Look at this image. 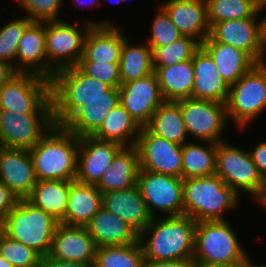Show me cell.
<instances>
[{"label":"cell","mask_w":266,"mask_h":267,"mask_svg":"<svg viewBox=\"0 0 266 267\" xmlns=\"http://www.w3.org/2000/svg\"><path fill=\"white\" fill-rule=\"evenodd\" d=\"M158 8L151 25V38L145 41L152 49L166 46L183 37L166 10L162 6Z\"/></svg>","instance_id":"cell-41"},{"label":"cell","mask_w":266,"mask_h":267,"mask_svg":"<svg viewBox=\"0 0 266 267\" xmlns=\"http://www.w3.org/2000/svg\"><path fill=\"white\" fill-rule=\"evenodd\" d=\"M80 138L64 126L54 124L31 149L37 181L76 180Z\"/></svg>","instance_id":"cell-3"},{"label":"cell","mask_w":266,"mask_h":267,"mask_svg":"<svg viewBox=\"0 0 266 267\" xmlns=\"http://www.w3.org/2000/svg\"><path fill=\"white\" fill-rule=\"evenodd\" d=\"M210 28L218 22L251 18L257 10L253 0H206Z\"/></svg>","instance_id":"cell-37"},{"label":"cell","mask_w":266,"mask_h":267,"mask_svg":"<svg viewBox=\"0 0 266 267\" xmlns=\"http://www.w3.org/2000/svg\"><path fill=\"white\" fill-rule=\"evenodd\" d=\"M258 14L257 12L251 18L215 23L210 28L209 36L214 41L243 50L257 63H261L266 53V17L259 22Z\"/></svg>","instance_id":"cell-12"},{"label":"cell","mask_w":266,"mask_h":267,"mask_svg":"<svg viewBox=\"0 0 266 267\" xmlns=\"http://www.w3.org/2000/svg\"><path fill=\"white\" fill-rule=\"evenodd\" d=\"M59 221L27 199H19L6 215L2 231L10 238L36 251L41 257L49 254L53 234Z\"/></svg>","instance_id":"cell-5"},{"label":"cell","mask_w":266,"mask_h":267,"mask_svg":"<svg viewBox=\"0 0 266 267\" xmlns=\"http://www.w3.org/2000/svg\"><path fill=\"white\" fill-rule=\"evenodd\" d=\"M195 228L196 222L187 215L167 216L160 220L152 218L138 238L145 260L192 258ZM148 234L151 236L149 239Z\"/></svg>","instance_id":"cell-2"},{"label":"cell","mask_w":266,"mask_h":267,"mask_svg":"<svg viewBox=\"0 0 266 267\" xmlns=\"http://www.w3.org/2000/svg\"><path fill=\"white\" fill-rule=\"evenodd\" d=\"M122 146L116 142L83 136L79 140L76 180L97 185Z\"/></svg>","instance_id":"cell-18"},{"label":"cell","mask_w":266,"mask_h":267,"mask_svg":"<svg viewBox=\"0 0 266 267\" xmlns=\"http://www.w3.org/2000/svg\"><path fill=\"white\" fill-rule=\"evenodd\" d=\"M97 245L86 226L59 222L48 256L64 261L94 264Z\"/></svg>","instance_id":"cell-19"},{"label":"cell","mask_w":266,"mask_h":267,"mask_svg":"<svg viewBox=\"0 0 266 267\" xmlns=\"http://www.w3.org/2000/svg\"><path fill=\"white\" fill-rule=\"evenodd\" d=\"M144 127L157 137L183 145L188 133L181 113L180 100L164 101Z\"/></svg>","instance_id":"cell-30"},{"label":"cell","mask_w":266,"mask_h":267,"mask_svg":"<svg viewBox=\"0 0 266 267\" xmlns=\"http://www.w3.org/2000/svg\"><path fill=\"white\" fill-rule=\"evenodd\" d=\"M139 240L128 245L97 247L93 267H145Z\"/></svg>","instance_id":"cell-36"},{"label":"cell","mask_w":266,"mask_h":267,"mask_svg":"<svg viewBox=\"0 0 266 267\" xmlns=\"http://www.w3.org/2000/svg\"><path fill=\"white\" fill-rule=\"evenodd\" d=\"M0 255L14 267H40L41 256L0 229Z\"/></svg>","instance_id":"cell-39"},{"label":"cell","mask_w":266,"mask_h":267,"mask_svg":"<svg viewBox=\"0 0 266 267\" xmlns=\"http://www.w3.org/2000/svg\"><path fill=\"white\" fill-rule=\"evenodd\" d=\"M215 174L238 195L241 189L256 197L255 200L262 206L266 204V182L260 176L249 151L225 141L217 143Z\"/></svg>","instance_id":"cell-8"},{"label":"cell","mask_w":266,"mask_h":267,"mask_svg":"<svg viewBox=\"0 0 266 267\" xmlns=\"http://www.w3.org/2000/svg\"><path fill=\"white\" fill-rule=\"evenodd\" d=\"M217 143L201 146L185 142L182 145V179L199 178L215 174Z\"/></svg>","instance_id":"cell-35"},{"label":"cell","mask_w":266,"mask_h":267,"mask_svg":"<svg viewBox=\"0 0 266 267\" xmlns=\"http://www.w3.org/2000/svg\"><path fill=\"white\" fill-rule=\"evenodd\" d=\"M0 267H14L2 255H0Z\"/></svg>","instance_id":"cell-51"},{"label":"cell","mask_w":266,"mask_h":267,"mask_svg":"<svg viewBox=\"0 0 266 267\" xmlns=\"http://www.w3.org/2000/svg\"><path fill=\"white\" fill-rule=\"evenodd\" d=\"M248 257L227 220L196 223L192 259L198 267L231 264Z\"/></svg>","instance_id":"cell-6"},{"label":"cell","mask_w":266,"mask_h":267,"mask_svg":"<svg viewBox=\"0 0 266 267\" xmlns=\"http://www.w3.org/2000/svg\"><path fill=\"white\" fill-rule=\"evenodd\" d=\"M239 195L217 175L183 179L184 215L196 223L226 220L223 212L238 206Z\"/></svg>","instance_id":"cell-4"},{"label":"cell","mask_w":266,"mask_h":267,"mask_svg":"<svg viewBox=\"0 0 266 267\" xmlns=\"http://www.w3.org/2000/svg\"><path fill=\"white\" fill-rule=\"evenodd\" d=\"M145 267H198V264L192 258L171 261L146 260Z\"/></svg>","instance_id":"cell-46"},{"label":"cell","mask_w":266,"mask_h":267,"mask_svg":"<svg viewBox=\"0 0 266 267\" xmlns=\"http://www.w3.org/2000/svg\"><path fill=\"white\" fill-rule=\"evenodd\" d=\"M119 72L121 84L152 74L154 72L152 48L147 43L129 45L126 38L121 49Z\"/></svg>","instance_id":"cell-34"},{"label":"cell","mask_w":266,"mask_h":267,"mask_svg":"<svg viewBox=\"0 0 266 267\" xmlns=\"http://www.w3.org/2000/svg\"><path fill=\"white\" fill-rule=\"evenodd\" d=\"M194 88L192 98L226 104L229 86L216 69L211 56L200 47L193 55Z\"/></svg>","instance_id":"cell-23"},{"label":"cell","mask_w":266,"mask_h":267,"mask_svg":"<svg viewBox=\"0 0 266 267\" xmlns=\"http://www.w3.org/2000/svg\"><path fill=\"white\" fill-rule=\"evenodd\" d=\"M137 186L152 218L156 209L166 217L184 215L182 178L139 169Z\"/></svg>","instance_id":"cell-11"},{"label":"cell","mask_w":266,"mask_h":267,"mask_svg":"<svg viewBox=\"0 0 266 267\" xmlns=\"http://www.w3.org/2000/svg\"><path fill=\"white\" fill-rule=\"evenodd\" d=\"M201 44L192 37L183 36L163 47L153 48V66H170L193 58Z\"/></svg>","instance_id":"cell-38"},{"label":"cell","mask_w":266,"mask_h":267,"mask_svg":"<svg viewBox=\"0 0 266 267\" xmlns=\"http://www.w3.org/2000/svg\"><path fill=\"white\" fill-rule=\"evenodd\" d=\"M161 6L183 36L201 44L210 35L206 0H167Z\"/></svg>","instance_id":"cell-21"},{"label":"cell","mask_w":266,"mask_h":267,"mask_svg":"<svg viewBox=\"0 0 266 267\" xmlns=\"http://www.w3.org/2000/svg\"><path fill=\"white\" fill-rule=\"evenodd\" d=\"M76 67L86 76L98 79L111 88L121 85L119 63L78 61Z\"/></svg>","instance_id":"cell-42"},{"label":"cell","mask_w":266,"mask_h":267,"mask_svg":"<svg viewBox=\"0 0 266 267\" xmlns=\"http://www.w3.org/2000/svg\"><path fill=\"white\" fill-rule=\"evenodd\" d=\"M102 206L119 216L138 234L152 220L137 185L128 189L102 193Z\"/></svg>","instance_id":"cell-22"},{"label":"cell","mask_w":266,"mask_h":267,"mask_svg":"<svg viewBox=\"0 0 266 267\" xmlns=\"http://www.w3.org/2000/svg\"><path fill=\"white\" fill-rule=\"evenodd\" d=\"M45 42L46 21H33L19 40L15 71L33 73L51 80L56 71L48 64Z\"/></svg>","instance_id":"cell-17"},{"label":"cell","mask_w":266,"mask_h":267,"mask_svg":"<svg viewBox=\"0 0 266 267\" xmlns=\"http://www.w3.org/2000/svg\"><path fill=\"white\" fill-rule=\"evenodd\" d=\"M32 22L25 16L9 21L0 28V60L9 63L14 69L19 40Z\"/></svg>","instance_id":"cell-40"},{"label":"cell","mask_w":266,"mask_h":267,"mask_svg":"<svg viewBox=\"0 0 266 267\" xmlns=\"http://www.w3.org/2000/svg\"><path fill=\"white\" fill-rule=\"evenodd\" d=\"M86 228L97 247L133 244L139 238V234L129 224L103 206Z\"/></svg>","instance_id":"cell-25"},{"label":"cell","mask_w":266,"mask_h":267,"mask_svg":"<svg viewBox=\"0 0 266 267\" xmlns=\"http://www.w3.org/2000/svg\"><path fill=\"white\" fill-rule=\"evenodd\" d=\"M141 128L129 112L119 104L109 112L101 127L92 136L99 140L116 142L122 147H129L135 146Z\"/></svg>","instance_id":"cell-31"},{"label":"cell","mask_w":266,"mask_h":267,"mask_svg":"<svg viewBox=\"0 0 266 267\" xmlns=\"http://www.w3.org/2000/svg\"><path fill=\"white\" fill-rule=\"evenodd\" d=\"M249 152L260 176L266 182V141L255 145Z\"/></svg>","instance_id":"cell-45"},{"label":"cell","mask_w":266,"mask_h":267,"mask_svg":"<svg viewBox=\"0 0 266 267\" xmlns=\"http://www.w3.org/2000/svg\"><path fill=\"white\" fill-rule=\"evenodd\" d=\"M78 1H80L81 2V4L82 3H84V1L85 0H78ZM77 1V2H78ZM90 1V3L92 2L94 5H97L96 7H99L100 5H102V3H101V1L100 0H89ZM87 2V1H86ZM79 3V2H78Z\"/></svg>","instance_id":"cell-52"},{"label":"cell","mask_w":266,"mask_h":267,"mask_svg":"<svg viewBox=\"0 0 266 267\" xmlns=\"http://www.w3.org/2000/svg\"><path fill=\"white\" fill-rule=\"evenodd\" d=\"M86 22L83 24V30L79 29L77 19L74 23L76 25L60 19L46 21L47 61L55 71L77 65L83 56L85 38L92 26L112 25L107 20L104 22Z\"/></svg>","instance_id":"cell-9"},{"label":"cell","mask_w":266,"mask_h":267,"mask_svg":"<svg viewBox=\"0 0 266 267\" xmlns=\"http://www.w3.org/2000/svg\"><path fill=\"white\" fill-rule=\"evenodd\" d=\"M53 114L0 111V146L31 149L54 125Z\"/></svg>","instance_id":"cell-14"},{"label":"cell","mask_w":266,"mask_h":267,"mask_svg":"<svg viewBox=\"0 0 266 267\" xmlns=\"http://www.w3.org/2000/svg\"><path fill=\"white\" fill-rule=\"evenodd\" d=\"M51 81L53 119L63 126L88 101L120 99L119 88L84 75L76 66L60 69Z\"/></svg>","instance_id":"cell-1"},{"label":"cell","mask_w":266,"mask_h":267,"mask_svg":"<svg viewBox=\"0 0 266 267\" xmlns=\"http://www.w3.org/2000/svg\"><path fill=\"white\" fill-rule=\"evenodd\" d=\"M119 91L120 104L141 127L150 121L151 116L165 101L155 72L121 84Z\"/></svg>","instance_id":"cell-16"},{"label":"cell","mask_w":266,"mask_h":267,"mask_svg":"<svg viewBox=\"0 0 266 267\" xmlns=\"http://www.w3.org/2000/svg\"><path fill=\"white\" fill-rule=\"evenodd\" d=\"M120 99H95L81 107L63 126L76 136H92Z\"/></svg>","instance_id":"cell-33"},{"label":"cell","mask_w":266,"mask_h":267,"mask_svg":"<svg viewBox=\"0 0 266 267\" xmlns=\"http://www.w3.org/2000/svg\"><path fill=\"white\" fill-rule=\"evenodd\" d=\"M258 267H266V265L265 264L264 265L262 264V265H258Z\"/></svg>","instance_id":"cell-54"},{"label":"cell","mask_w":266,"mask_h":267,"mask_svg":"<svg viewBox=\"0 0 266 267\" xmlns=\"http://www.w3.org/2000/svg\"><path fill=\"white\" fill-rule=\"evenodd\" d=\"M102 207V193L96 185L73 180L70 183L68 204L61 223L86 226Z\"/></svg>","instance_id":"cell-27"},{"label":"cell","mask_w":266,"mask_h":267,"mask_svg":"<svg viewBox=\"0 0 266 267\" xmlns=\"http://www.w3.org/2000/svg\"><path fill=\"white\" fill-rule=\"evenodd\" d=\"M71 182L66 180H39L26 199L60 222L67 208Z\"/></svg>","instance_id":"cell-32"},{"label":"cell","mask_w":266,"mask_h":267,"mask_svg":"<svg viewBox=\"0 0 266 267\" xmlns=\"http://www.w3.org/2000/svg\"><path fill=\"white\" fill-rule=\"evenodd\" d=\"M118 29L115 25L92 26L86 35L83 56L79 61L119 63L127 37Z\"/></svg>","instance_id":"cell-26"},{"label":"cell","mask_w":266,"mask_h":267,"mask_svg":"<svg viewBox=\"0 0 266 267\" xmlns=\"http://www.w3.org/2000/svg\"><path fill=\"white\" fill-rule=\"evenodd\" d=\"M16 73L12 65L0 60V88Z\"/></svg>","instance_id":"cell-48"},{"label":"cell","mask_w":266,"mask_h":267,"mask_svg":"<svg viewBox=\"0 0 266 267\" xmlns=\"http://www.w3.org/2000/svg\"><path fill=\"white\" fill-rule=\"evenodd\" d=\"M19 198L3 183H0V229L6 219V215L16 206Z\"/></svg>","instance_id":"cell-44"},{"label":"cell","mask_w":266,"mask_h":267,"mask_svg":"<svg viewBox=\"0 0 266 267\" xmlns=\"http://www.w3.org/2000/svg\"><path fill=\"white\" fill-rule=\"evenodd\" d=\"M211 267H258V265H254V262L251 261L249 256L242 261H237L231 264H225V265H216Z\"/></svg>","instance_id":"cell-49"},{"label":"cell","mask_w":266,"mask_h":267,"mask_svg":"<svg viewBox=\"0 0 266 267\" xmlns=\"http://www.w3.org/2000/svg\"><path fill=\"white\" fill-rule=\"evenodd\" d=\"M40 267H93V264L58 260L47 255L41 258Z\"/></svg>","instance_id":"cell-47"},{"label":"cell","mask_w":266,"mask_h":267,"mask_svg":"<svg viewBox=\"0 0 266 267\" xmlns=\"http://www.w3.org/2000/svg\"><path fill=\"white\" fill-rule=\"evenodd\" d=\"M261 64L266 68V60L264 59Z\"/></svg>","instance_id":"cell-53"},{"label":"cell","mask_w":266,"mask_h":267,"mask_svg":"<svg viewBox=\"0 0 266 267\" xmlns=\"http://www.w3.org/2000/svg\"><path fill=\"white\" fill-rule=\"evenodd\" d=\"M0 183L5 184L19 199H26L37 179L28 149L0 146Z\"/></svg>","instance_id":"cell-20"},{"label":"cell","mask_w":266,"mask_h":267,"mask_svg":"<svg viewBox=\"0 0 266 267\" xmlns=\"http://www.w3.org/2000/svg\"><path fill=\"white\" fill-rule=\"evenodd\" d=\"M32 21L45 22L58 20V12L63 0H17Z\"/></svg>","instance_id":"cell-43"},{"label":"cell","mask_w":266,"mask_h":267,"mask_svg":"<svg viewBox=\"0 0 266 267\" xmlns=\"http://www.w3.org/2000/svg\"><path fill=\"white\" fill-rule=\"evenodd\" d=\"M0 111L14 114H53L51 81L17 72L0 88Z\"/></svg>","instance_id":"cell-7"},{"label":"cell","mask_w":266,"mask_h":267,"mask_svg":"<svg viewBox=\"0 0 266 267\" xmlns=\"http://www.w3.org/2000/svg\"><path fill=\"white\" fill-rule=\"evenodd\" d=\"M253 3L258 13L266 7V0H253Z\"/></svg>","instance_id":"cell-50"},{"label":"cell","mask_w":266,"mask_h":267,"mask_svg":"<svg viewBox=\"0 0 266 267\" xmlns=\"http://www.w3.org/2000/svg\"><path fill=\"white\" fill-rule=\"evenodd\" d=\"M266 108V68L257 63L236 83L229 86L227 117L239 128L254 120Z\"/></svg>","instance_id":"cell-10"},{"label":"cell","mask_w":266,"mask_h":267,"mask_svg":"<svg viewBox=\"0 0 266 267\" xmlns=\"http://www.w3.org/2000/svg\"><path fill=\"white\" fill-rule=\"evenodd\" d=\"M165 101L192 98L194 70L192 59L170 66H153Z\"/></svg>","instance_id":"cell-29"},{"label":"cell","mask_w":266,"mask_h":267,"mask_svg":"<svg viewBox=\"0 0 266 267\" xmlns=\"http://www.w3.org/2000/svg\"><path fill=\"white\" fill-rule=\"evenodd\" d=\"M142 170L182 178V145L141 128L135 143Z\"/></svg>","instance_id":"cell-15"},{"label":"cell","mask_w":266,"mask_h":267,"mask_svg":"<svg viewBox=\"0 0 266 267\" xmlns=\"http://www.w3.org/2000/svg\"><path fill=\"white\" fill-rule=\"evenodd\" d=\"M180 108L187 133L207 142H223L221 132L227 123L226 104L210 100L185 98Z\"/></svg>","instance_id":"cell-13"},{"label":"cell","mask_w":266,"mask_h":267,"mask_svg":"<svg viewBox=\"0 0 266 267\" xmlns=\"http://www.w3.org/2000/svg\"><path fill=\"white\" fill-rule=\"evenodd\" d=\"M139 169L136 147H122L114 156L109 169L103 173L96 187L101 193H106L136 186Z\"/></svg>","instance_id":"cell-28"},{"label":"cell","mask_w":266,"mask_h":267,"mask_svg":"<svg viewBox=\"0 0 266 267\" xmlns=\"http://www.w3.org/2000/svg\"><path fill=\"white\" fill-rule=\"evenodd\" d=\"M201 47L211 56L216 69L228 86L236 83L257 62L246 52L229 44L214 41L208 36Z\"/></svg>","instance_id":"cell-24"}]
</instances>
